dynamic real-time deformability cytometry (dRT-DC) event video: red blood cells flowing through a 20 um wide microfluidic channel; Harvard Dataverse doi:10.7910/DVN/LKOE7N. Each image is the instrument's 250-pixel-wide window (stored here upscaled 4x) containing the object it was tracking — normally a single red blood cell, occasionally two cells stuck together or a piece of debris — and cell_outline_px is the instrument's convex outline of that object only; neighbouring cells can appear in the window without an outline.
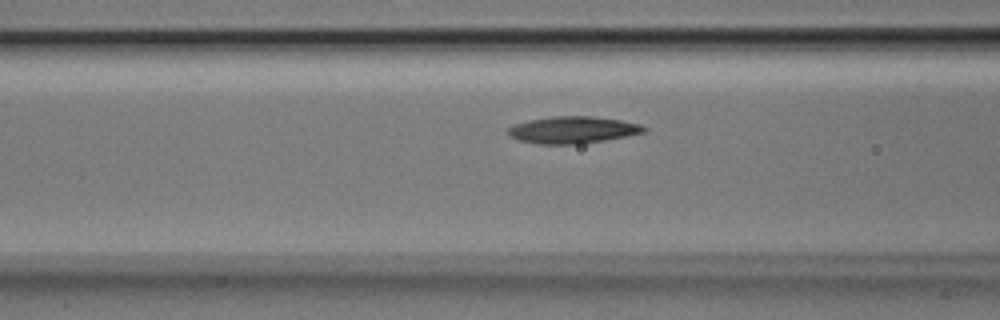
{"species": "Egyptian fruit bat (a non-hibernating species)", "species_latin": "Rousettus aegyptiacus", "temperature_condition": "room temperature", "stored_images_in_passage": 13, "camera_frame_rate_fps": 3000, "um_per_image_px": 0.085, "animal": {"sex": "male"}, "frame": {"image": 1, "passage_image": 11, "time_ms": 3.333, "image_size_px": [1000, 320], "cell_outline_px": [[648, 128], [644, 132], [628, 136], [580, 144], [536, 144], [520, 140], [508, 136], [504, 132], [512, 124], [528, 120], [552, 116], [592, 116], [620, 120], [640, 124]], "centroid_in_image_um": [48.63, 11.04], "position_along_channel_um": 118.0, "area_um2": 21.56}}